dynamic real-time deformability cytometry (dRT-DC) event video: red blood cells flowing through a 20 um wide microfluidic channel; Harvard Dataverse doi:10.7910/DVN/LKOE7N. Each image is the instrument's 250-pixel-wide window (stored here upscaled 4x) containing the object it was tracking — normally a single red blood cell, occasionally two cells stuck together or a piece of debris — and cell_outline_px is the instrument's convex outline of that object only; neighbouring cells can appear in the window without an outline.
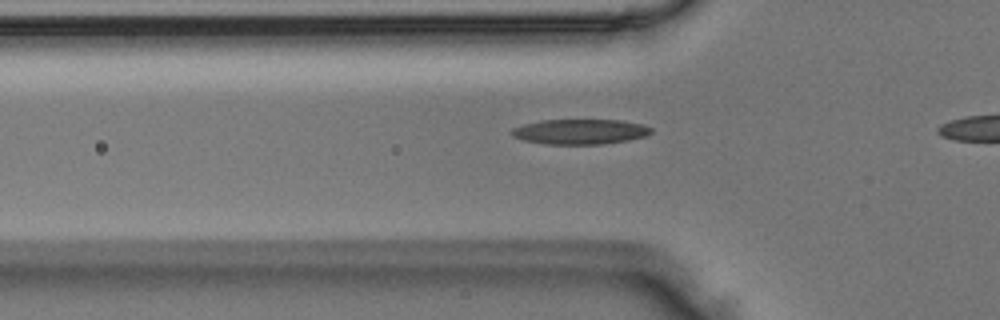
{"species": "Egyptian fruit bat (a non-hibernating species)", "species_latin": "Rousettus aegyptiacus", "temperature_condition": "room temperature", "stored_images_in_passage": 32, "camera_frame_rate_fps": 3000, "um_per_image_px": 0.085, "animal": {"sex": "male"}, "frame": {"image": 1, "passage_image": 11, "time_ms": 3.333, "image_size_px": [1000, 320], "cell_outline_px": [[652, 132], [648, 136], [628, 140], [600, 144], [544, 144], [524, 140], [512, 136], [512, 128], [524, 124], [544, 120], [620, 120], [640, 124], [652, 128]], "centroid_in_image_um": [49.32, 11.19], "position_along_channel_um": 76.5, "area_um2": 20.29}}
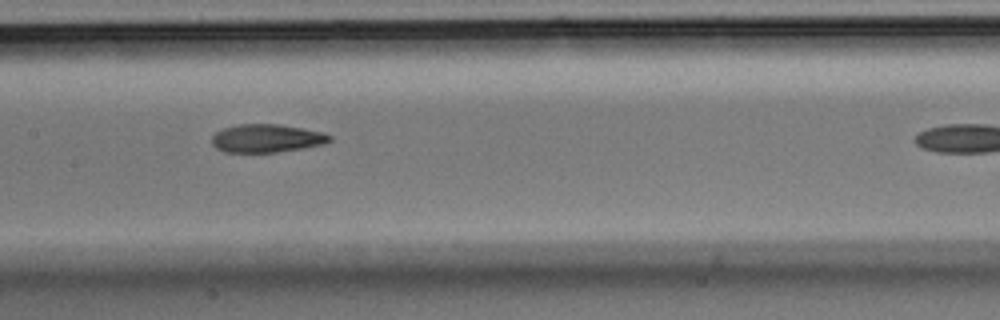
{"frame": {"image": 2, "passage_image": 19, "time_ms": 6.0, "image_size_px": [1000, 320], "cell_outline_px": [[332, 140], [324, 144], [304, 148], [276, 152], [224, 152], [216, 148], [212, 144], [212, 136], [216, 132], [224, 128], [240, 124], [280, 124], [304, 128], [324, 132], [332, 136]], "centroid_in_image_um": [22.7, 11.75], "position_along_channel_um": 184.7, "area_um2": 19.48}}
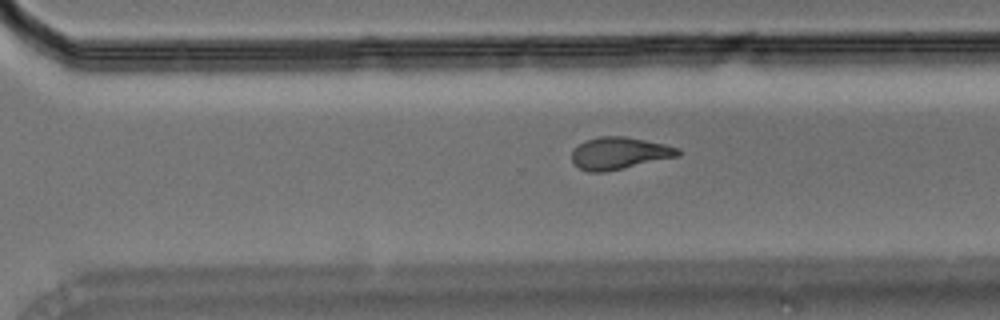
{"frame": {"image": 3, "passage_image": 29, "time_ms": 9.333, "image_size_px": [1000, 320], "cell_outline_px": [[680, 156], [604, 172], [588, 172], [572, 164], [572, 152], [580, 144], [588, 140], [600, 136], [624, 136], [664, 144], [680, 148]], "centroid_in_image_um": [52.65, 13.03], "position_along_channel_um": 318.0, "area_um2": 19.71}}